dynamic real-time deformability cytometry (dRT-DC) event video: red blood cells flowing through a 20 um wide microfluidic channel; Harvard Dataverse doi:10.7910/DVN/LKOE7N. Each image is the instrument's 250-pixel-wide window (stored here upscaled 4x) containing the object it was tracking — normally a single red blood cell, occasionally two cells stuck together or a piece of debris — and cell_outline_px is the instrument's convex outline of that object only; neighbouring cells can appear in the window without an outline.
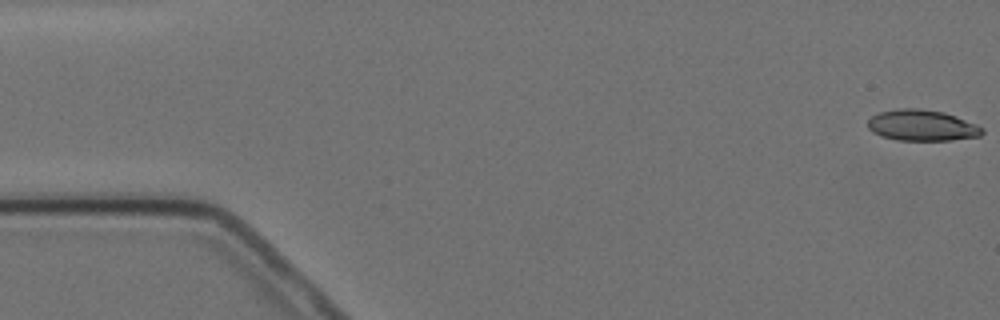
{"species": "Egyptian fruit bat (a non-hibernating species)", "species_latin": "Rousettus aegyptiacus", "temperature_condition": "cold", "stored_images_in_passage": 6, "camera_frame_rate_fps": 3000, "um_per_image_px": 0.085, "animal": {"sex": "female"}, "frame": {"image": 1, "passage_image": 1, "time_ms": 0.0, "image_size_px": [1000, 320], "cell_outline_px": [[984, 132], [980, 136], [952, 140], [896, 140], [880, 136], [872, 132], [868, 128], [868, 120], [872, 116], [880, 112], [900, 108], [920, 108], [944, 112], [956, 116], [976, 124], [984, 128]], "centroid_in_image_um": [78.37, 10.66], "position_along_channel_um": 6.6, "area_um2": 20.81}}
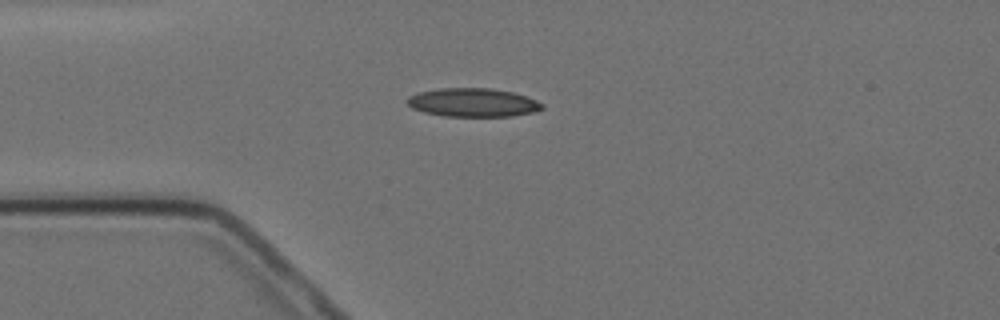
{"frame": {"image": 2, "passage_image": 5, "time_ms": 4.333, "image_size_px": [1000, 320], "cell_outline_px": [[544, 108], [532, 112], [512, 116], [444, 116], [424, 112], [412, 108], [404, 100], [408, 96], [420, 92], [436, 88], [488, 88], [512, 92], [536, 100], [544, 104]], "centroid_in_image_um": [40.16, 8.71], "position_along_channel_um": 44.8, "area_um2": 22.43}}
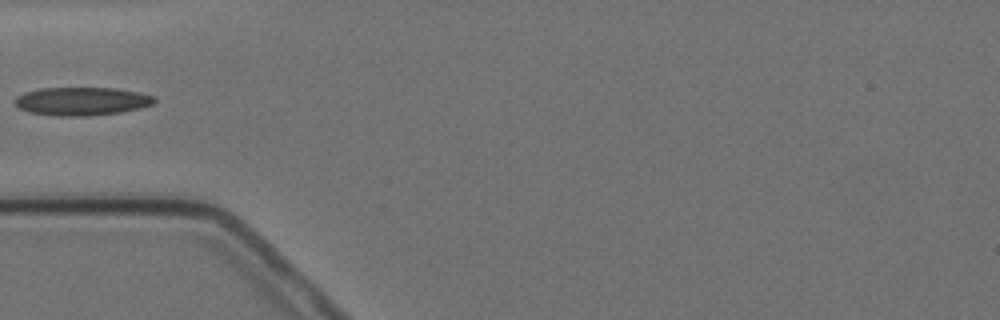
{"frame": {"image": 3, "passage_image": 6, "time_ms": 5.667, "image_size_px": [1000, 320], "cell_outline_px": [[156, 100], [152, 104], [140, 108], [120, 112], [88, 116], [60, 116], [28, 112], [20, 108], [12, 100], [16, 96], [24, 92], [40, 88], [116, 88], [140, 92], [156, 96]], "centroid_in_image_um": [6.95, 8.6], "position_along_channel_um": 78.1, "area_um2": 23.12}}